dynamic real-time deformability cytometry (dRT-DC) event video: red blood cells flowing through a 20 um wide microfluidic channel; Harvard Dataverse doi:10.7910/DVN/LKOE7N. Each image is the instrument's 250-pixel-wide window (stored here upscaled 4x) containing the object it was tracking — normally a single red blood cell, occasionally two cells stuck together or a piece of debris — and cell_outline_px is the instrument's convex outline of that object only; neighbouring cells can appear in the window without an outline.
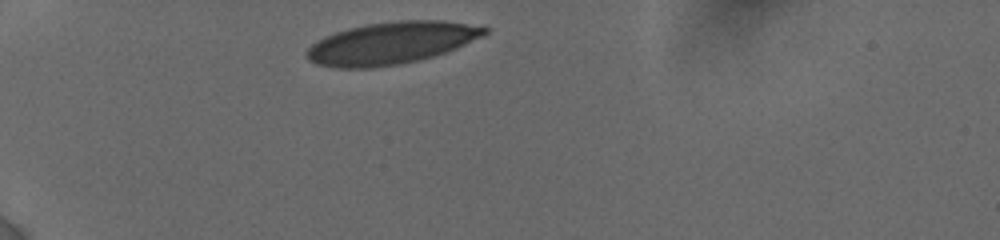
{"species": "human", "species_latin": "Homo sapiens", "temperature_condition": "cold", "stored_images_in_passage": 17, "camera_frame_rate_fps": 3000, "um_per_image_px": 0.085, "donor": {"sex": "female"}, "frame": {"image": 1, "passage_image": 1, "time_ms": 0.0, "image_size_px": [1000, 240], "cell_outline_px": [[488, 32], [484, 36], [456, 48], [432, 56], [400, 64], [372, 68], [336, 68], [316, 64], [308, 60], [304, 56], [304, 52], [316, 40], [324, 36], [348, 28], [368, 24], [400, 20], [444, 20], [484, 24], [488, 28]], "centroid_in_image_um": [33.28, 3.64], "position_along_channel_um": 51.7, "area_um2": 44.16}}
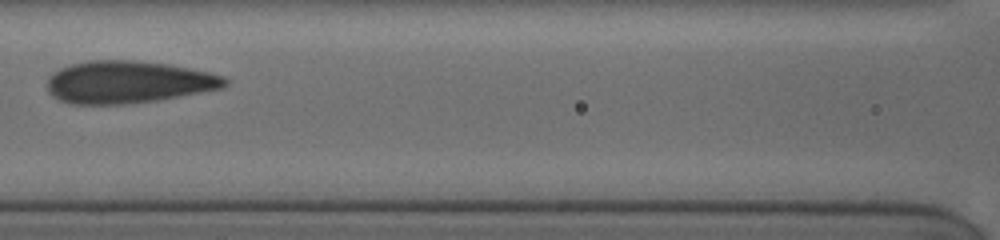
{"frame": {"image": 2, "passage_image": 10, "time_ms": 3.667, "image_size_px": [1000, 240], "cell_outline_px": [[228, 84], [220, 88], [200, 92], [156, 100], [124, 104], [68, 104], [56, 100], [48, 92], [44, 84], [48, 76], [52, 72], [60, 68], [72, 64], [88, 60], [132, 60], [168, 64], [208, 72], [224, 76], [228, 80]], "centroid_in_image_um": [10.79, 6.98], "position_along_channel_um": 155.8, "area_um2": 44.04}}
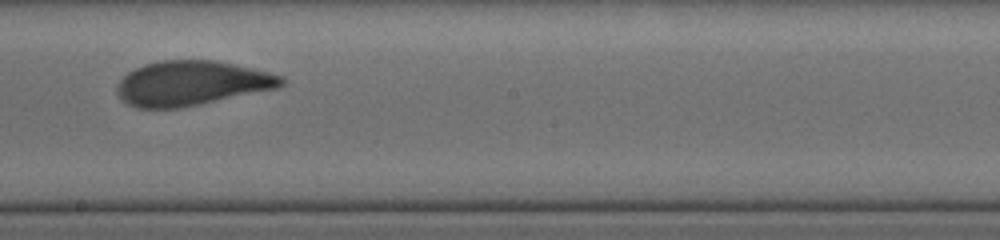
{"frame": {"image": 3, "passage_image": 15, "time_ms": 5.667, "image_size_px": [1000, 240], "cell_outline_px": [[288, 80], [280, 88], [180, 108], [136, 108], [128, 104], [116, 92], [116, 84], [128, 72], [144, 64], [164, 60], [212, 60], [232, 64], [268, 72], [284, 76]], "centroid_in_image_um": [16.31, 7.08], "position_along_channel_um": 231.9, "area_um2": 42.77}}